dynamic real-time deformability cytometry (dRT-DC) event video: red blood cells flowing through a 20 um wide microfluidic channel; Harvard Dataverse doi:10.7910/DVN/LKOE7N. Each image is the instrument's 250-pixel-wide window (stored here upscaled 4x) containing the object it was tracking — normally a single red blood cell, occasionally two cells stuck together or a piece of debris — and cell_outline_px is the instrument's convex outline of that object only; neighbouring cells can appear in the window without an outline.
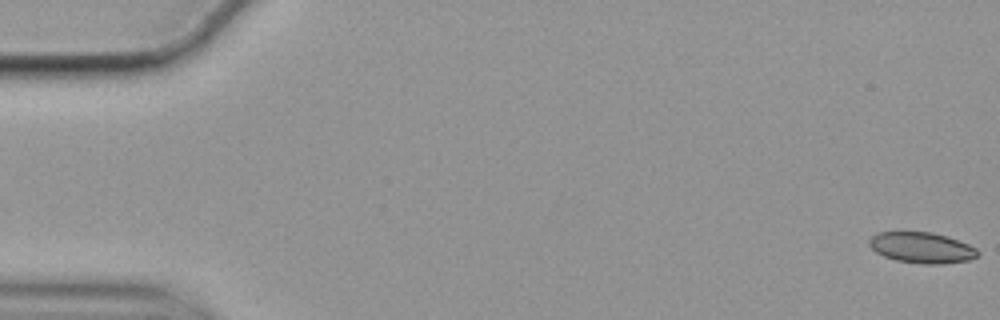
{"species": "common noctule bat (a hibernating species)", "species_latin": "Nyctalus noctula", "temperature_condition": "cold", "stored_images_in_passage": 57, "camera_frame_rate_fps": 3000, "um_per_image_px": 0.085, "animal": {"sex": "female", "body_mass_g": 19.9}, "frame": {"image": 1, "passage_image": 1, "time_ms": 0.0, "image_size_px": [1000, 320], "cell_outline_px": [[980, 252], [976, 256], [968, 260], [944, 264], [924, 264], [896, 260], [884, 256], [876, 252], [868, 244], [868, 240], [872, 236], [880, 232], [932, 232], [948, 236], [968, 244], [976, 248]], "centroid_in_image_um": [78.35, 21.05], "position_along_channel_um": 6.6, "area_um2": 19.48}}
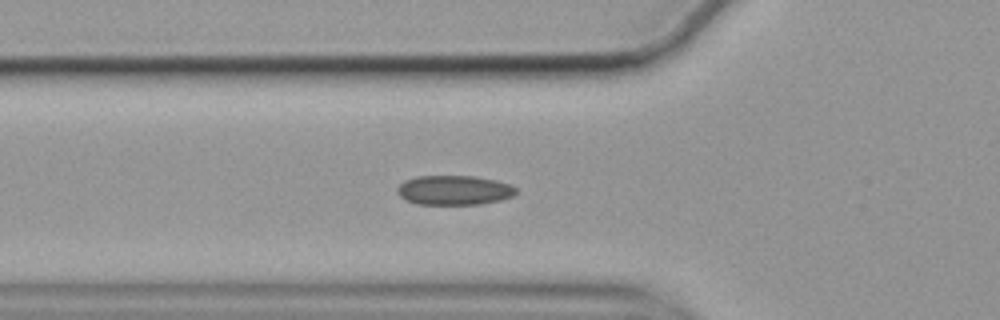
{"frame": {"image": 2, "passage_image": 20, "time_ms": 6.333, "image_size_px": [1000, 320], "cell_outline_px": [[516, 192], [512, 196], [500, 200], [480, 204], [416, 204], [400, 196], [396, 192], [396, 188], [404, 180], [416, 176], [476, 176], [496, 180], [508, 184], [516, 188]], "centroid_in_image_um": [38.57, 16.16], "position_along_channel_um": 87.2, "area_um2": 20.4}}
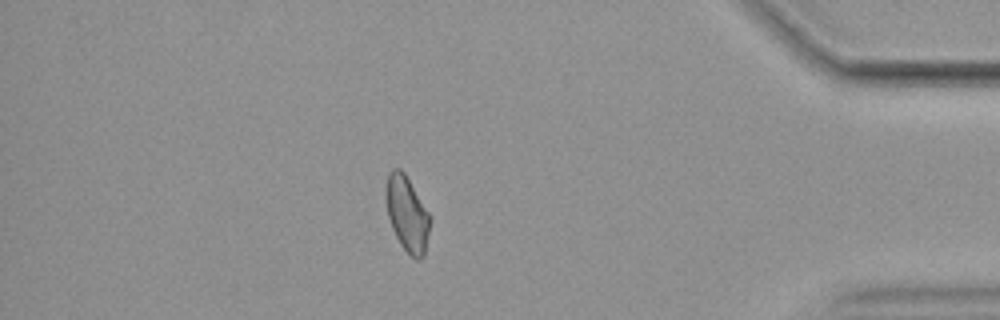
{"frame": {"image": 3, "passage_image": 50, "time_ms": 16.333, "image_size_px": [1000, 320], "cell_outline_px": [[432, 220], [424, 256], [420, 260], [416, 260], [400, 244], [392, 228], [388, 216], [384, 196], [384, 192], [388, 172], [392, 168], [400, 168], [404, 172], [432, 216]], "centroid_in_image_um": [34.61, 18.15], "position_along_channel_um": 400.6, "area_um2": 19.83}, "authors_computed_cell_mechanics": {"area_um2": 19.8254, "velocity_mm_per_s": 3.5234, "shape_relaxation_time_tau1_ms": null, "shape_relaxation_time_tau2_ms": 3.3814, "deformation_change_tau1": null, "deformation_change_tau2": 0.0808}}